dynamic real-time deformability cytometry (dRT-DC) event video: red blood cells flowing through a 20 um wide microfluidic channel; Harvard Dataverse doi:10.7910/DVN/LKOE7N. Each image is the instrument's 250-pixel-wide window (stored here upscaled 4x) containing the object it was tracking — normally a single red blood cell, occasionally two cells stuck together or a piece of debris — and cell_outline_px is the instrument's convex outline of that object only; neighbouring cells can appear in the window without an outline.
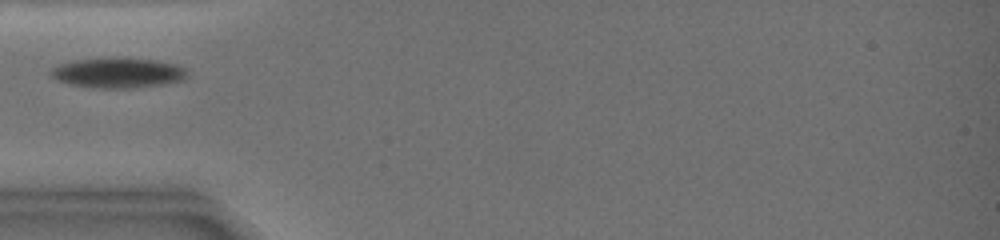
{"species": "common noctule bat (a hibernating species)", "species_latin": "Nyctalus noctula", "temperature_condition": "warm", "stored_images_in_passage": 44, "camera_frame_rate_fps": 3000, "um_per_image_px": 0.085, "animal": {"sex": "female", "body_mass_g": 19.0, "forearm_length_mm": 51.5}, "frame": {"image": 1, "passage_image": 5, "time_ms": 2.0, "image_size_px": [1000, 240], "cell_outline_px": [[184, 76], [176, 80], [148, 84], [80, 84], [60, 80], [52, 76], [52, 68], [60, 64], [76, 60], [104, 56], [124, 56], [160, 60], [176, 64], [184, 68]], "centroid_in_image_um": [10.0, 6.03], "position_along_channel_um": 75.0, "area_um2": 21.85}}
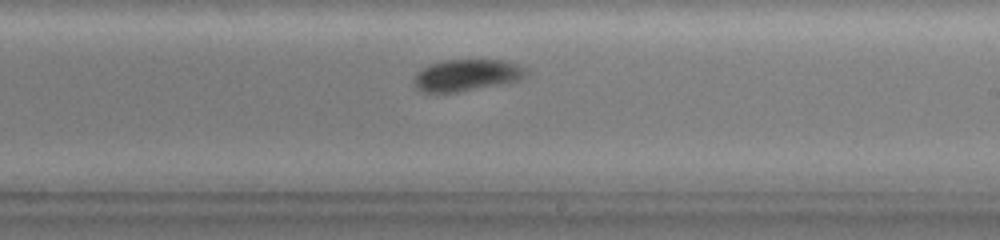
{"frame": {"image": 2, "passage_image": 18, "time_ms": 7.0, "image_size_px": [1000, 240], "cell_outline_px": [[528, 72], [524, 76], [516, 80], [456, 92], [424, 92], [416, 88], [416, 72], [428, 64], [448, 60], [504, 60], [516, 64], [524, 68]], "centroid_in_image_um": [39.63, 6.37], "position_along_channel_um": 249.4, "area_um2": 20.06}}
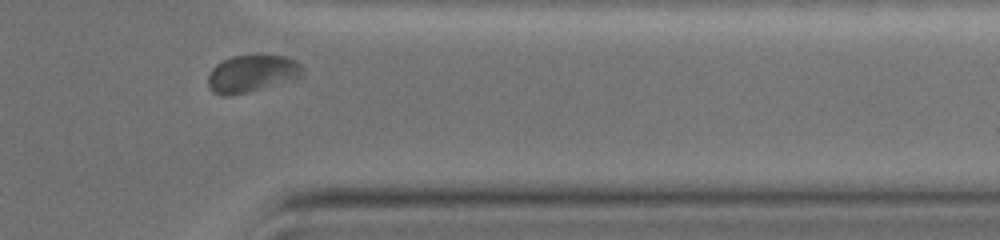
{"frame": {"image": 3, "passage_image": 38, "time_ms": 11.0, "image_size_px": [1000, 240], "cell_outline_px": [[304, 76], [248, 92], [228, 96], [224, 96], [212, 92], [208, 84], [208, 76], [212, 68], [216, 64], [232, 56], [256, 52], [260, 52], [284, 56], [296, 60], [304, 68]], "centroid_in_image_um": [21.43, 6.2], "position_along_channel_um": 390.0, "area_um2": 21.15}, "authors_computed_cell_mechanics": {"area_um2": 20.4323, "velocity_mm_per_s": 3.5002, "shape_relaxation_time_tau1_ms": 1.9672, "shape_relaxation_time_tau2_ms": null, "deformation_change_tau1": 0.0811, "deformation_change_tau2": null}}